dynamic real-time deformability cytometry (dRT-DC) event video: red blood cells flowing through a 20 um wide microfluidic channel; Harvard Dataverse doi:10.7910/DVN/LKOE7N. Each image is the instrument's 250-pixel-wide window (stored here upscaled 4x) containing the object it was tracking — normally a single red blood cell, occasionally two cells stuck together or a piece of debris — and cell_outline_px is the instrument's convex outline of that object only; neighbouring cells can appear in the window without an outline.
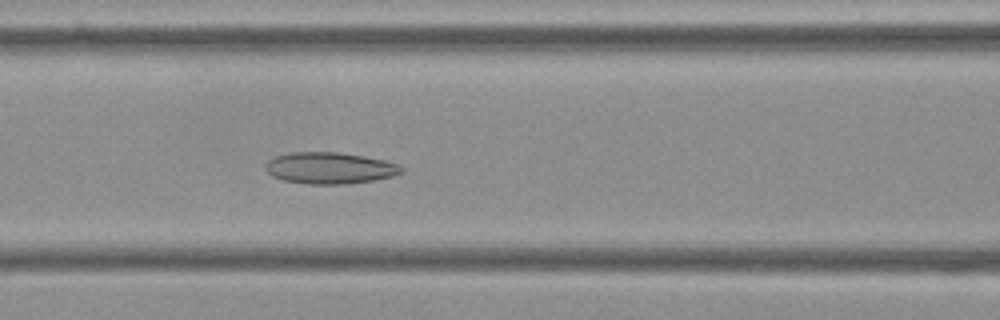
{"species": "Egyptian fruit bat (a non-hibernating species)", "species_latin": "Rousettus aegyptiacus", "temperature_condition": "cold", "stored_images_in_passage": 55, "camera_frame_rate_fps": 3000, "um_per_image_px": 0.085, "frame": {"image": 1, "passage_image": 23, "time_ms": 7.333, "image_size_px": [1000, 320], "cell_outline_px": [[404, 172], [392, 176], [372, 180], [344, 184], [308, 184], [284, 180], [272, 176], [268, 172], [268, 160], [276, 156], [292, 152], [340, 152], [364, 156], [384, 160], [396, 164], [404, 168]], "centroid_in_image_um": [28.06, 14.28], "position_along_channel_um": 138.5, "area_um2": 24.68}}
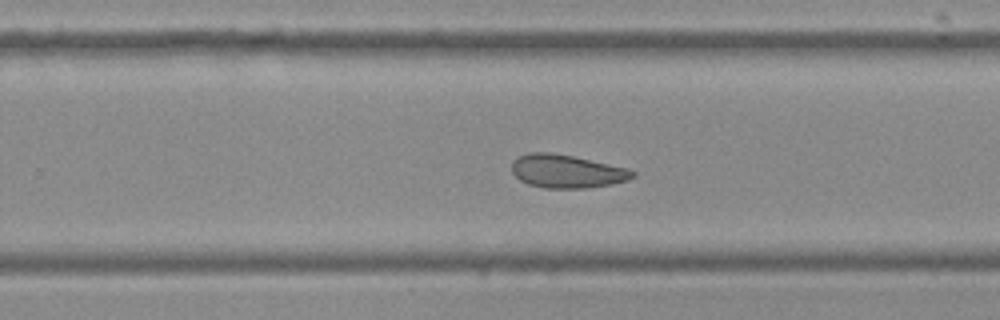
{"frame": {"image": 2, "passage_image": 35, "time_ms": 11.333, "image_size_px": [1000, 320], "cell_outline_px": [[636, 176], [628, 180], [612, 184], [584, 188], [544, 188], [528, 184], [520, 180], [512, 172], [512, 160], [516, 156], [528, 152], [552, 152], [572, 156], [628, 168], [636, 172]], "centroid_in_image_um": [48.15, 14.55], "position_along_channel_um": 281.6, "area_um2": 23.58}}
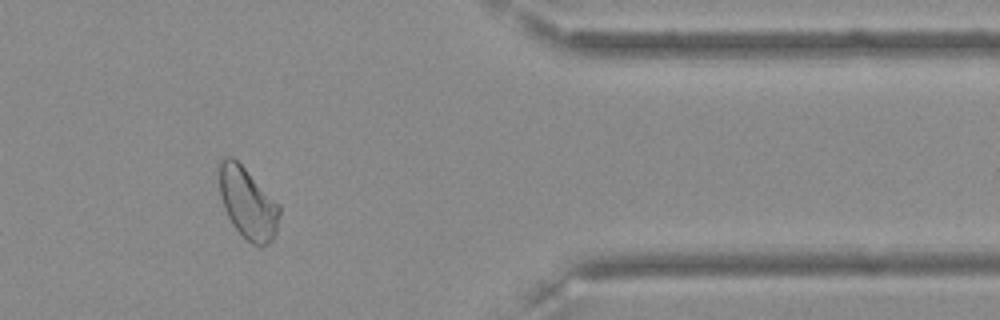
{"frame": {"image": 3, "passage_image": 46, "time_ms": 15.0, "image_size_px": [1000, 320], "cell_outline_px": [[280, 216], [276, 232], [272, 240], [268, 244], [260, 248], [252, 244], [232, 224], [224, 208], [220, 196], [216, 168], [216, 164], [224, 156], [232, 156], [280, 204]], "centroid_in_image_um": [21.03, 17.23], "position_along_channel_um": 390.4, "area_um2": 25.43}, "authors_computed_cell_mechanics": {"area_um2": 25.8366, "velocity_mm_per_s": 3.5784, "shape_relaxation_time_tau1_ms": null, "shape_relaxation_time_tau2_ms": 3.433, "deformation_change_tau1": null, "deformation_change_tau2": 0.0985}}